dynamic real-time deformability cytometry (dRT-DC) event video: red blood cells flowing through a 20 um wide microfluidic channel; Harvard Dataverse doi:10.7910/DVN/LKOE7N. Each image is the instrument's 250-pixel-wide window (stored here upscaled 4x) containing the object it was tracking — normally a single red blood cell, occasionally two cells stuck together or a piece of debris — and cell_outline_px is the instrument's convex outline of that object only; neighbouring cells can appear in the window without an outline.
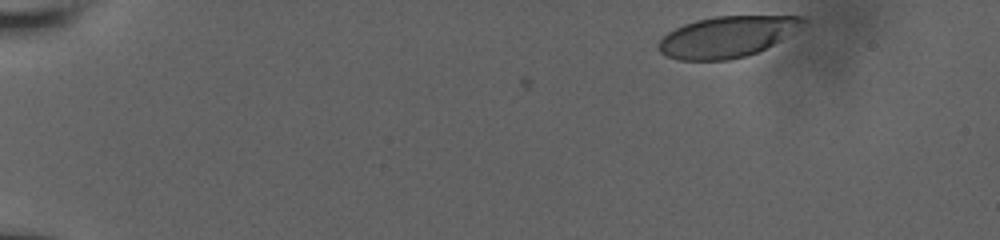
{"species": "human", "species_latin": "Homo sapiens", "temperature_condition": "room temperature", "stored_images_in_passage": 31, "camera_frame_rate_fps": 3000, "um_per_image_px": 0.085, "donor": {"sex": "male"}, "frame": {"image": 1, "passage_image": 1, "time_ms": 0.0, "image_size_px": [1000, 240], "cell_outline_px": [[808, 24], [780, 40], [756, 52], [744, 56], [728, 60], [680, 60], [668, 56], [660, 52], [656, 48], [656, 44], [668, 32], [684, 24], [696, 20], [716, 16], [804, 16], [808, 20]], "centroid_in_image_um": [61.81, 3.11], "position_along_channel_um": 23.2, "area_um2": 34.51}}
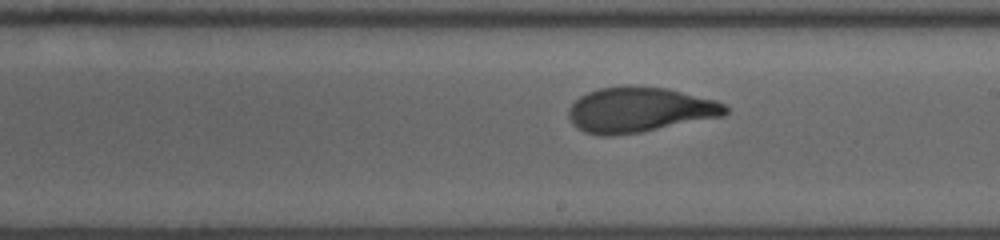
{"frame": {"image": 2, "passage_image": 17, "time_ms": 8.667, "image_size_px": [1000, 240], "cell_outline_px": [[728, 112], [724, 116], [640, 132], [612, 136], [604, 136], [584, 132], [576, 128], [572, 124], [568, 116], [568, 108], [580, 96], [588, 92], [600, 88], [624, 84], [636, 84], [668, 88], [716, 100], [724, 104], [728, 108]], "centroid_in_image_um": [54.34, 9.31], "position_along_channel_um": 234.7, "area_um2": 41.79}}
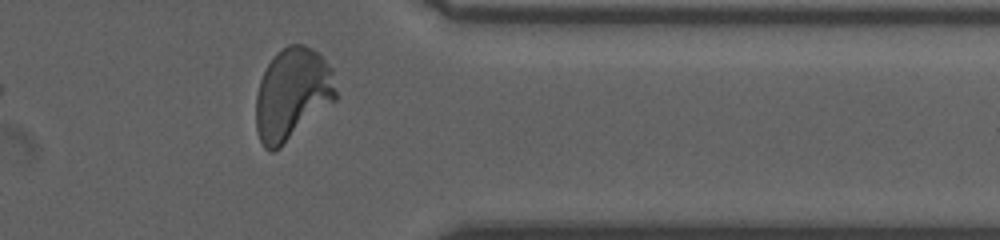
{"frame": {"image": 3, "passage_image": 29, "time_ms": 12.667, "image_size_px": [1000, 240], "cell_outline_px": [[336, 100], [280, 148], [272, 152], [268, 152], [264, 148], [260, 140], [256, 128], [256, 96], [260, 80], [268, 64], [276, 52], [288, 44], [304, 44], [312, 48], [332, 68], [336, 92]], "centroid_in_image_um": [24.83, 8.01], "position_along_channel_um": 386.6, "area_um2": 42.95}}